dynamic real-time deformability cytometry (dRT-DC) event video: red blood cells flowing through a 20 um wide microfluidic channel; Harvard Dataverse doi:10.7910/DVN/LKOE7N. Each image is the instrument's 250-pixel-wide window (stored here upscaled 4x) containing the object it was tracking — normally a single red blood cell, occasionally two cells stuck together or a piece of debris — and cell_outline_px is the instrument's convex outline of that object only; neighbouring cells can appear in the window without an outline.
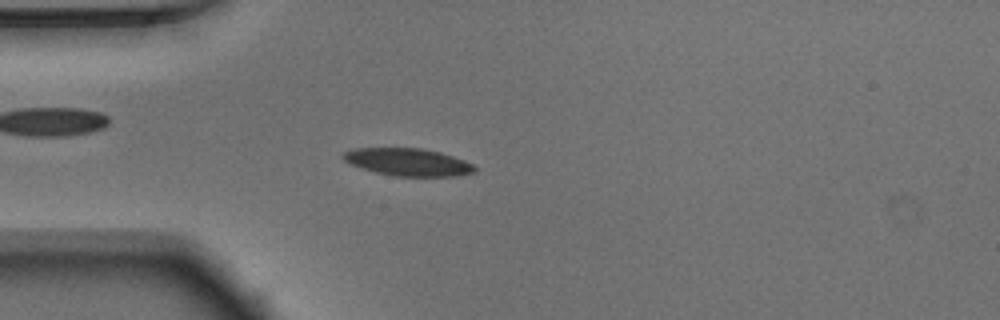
{"species": "Egyptian fruit bat (a non-hibernating species)", "species_latin": "Rousettus aegyptiacus", "temperature_condition": "warm", "stored_images_in_passage": 10, "camera_frame_rate_fps": 3000, "um_per_image_px": 0.085, "animal": {"sex": "male"}, "frame": {"image": 1, "passage_image": 10, "time_ms": 3.0, "image_size_px": [1000, 320], "cell_outline_px": [[476, 172], [456, 176], [392, 176], [376, 172], [352, 164], [344, 160], [340, 156], [344, 152], [352, 148], [424, 148], [440, 152], [464, 160], [472, 164], [476, 168]], "centroid_in_image_um": [34.68, 13.77], "position_along_channel_um": 50.3, "area_um2": 21.04}}